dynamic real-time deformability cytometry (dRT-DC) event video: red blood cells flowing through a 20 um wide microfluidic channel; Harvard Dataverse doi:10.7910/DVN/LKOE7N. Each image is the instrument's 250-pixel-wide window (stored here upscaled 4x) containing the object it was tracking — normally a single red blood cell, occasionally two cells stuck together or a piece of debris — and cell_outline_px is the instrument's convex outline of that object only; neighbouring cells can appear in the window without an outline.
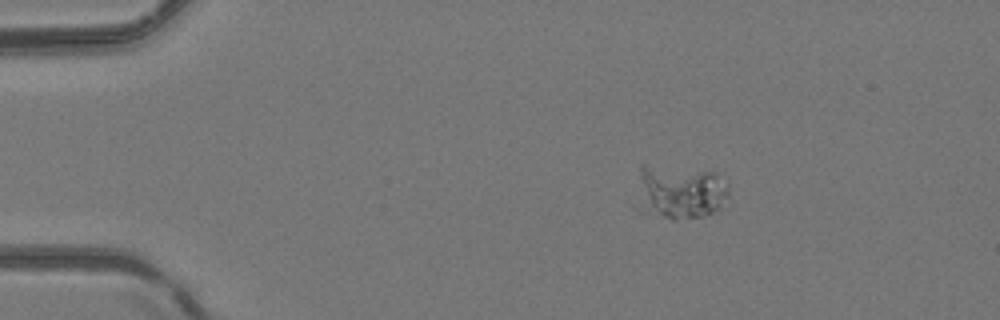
{"species": "common noctule bat (a hibernating species)", "species_latin": "Nyctalus noctula", "temperature_condition": "room temperature", "stored_images_in_passage": 2, "camera_frame_rate_fps": 3000, "um_per_image_px": 0.085, "animal": {"sex": "female", "body_mass_g": 24.6, "forearm_length_mm": 56.2}, "frame": {"image": 1, "passage_image": 1, "time_ms": 0.0, "image_size_px": [1000, 320], "cell_outline_px": [[728, 196], [720, 208], [712, 212], [700, 216], [676, 220], [672, 220], [640, 212], [632, 208], [640, 164], [644, 164], [716, 172], [728, 176]], "centroid_in_image_um": [57.7, 16.31], "position_along_channel_um": 27.3, "area_um2": 30.63}}